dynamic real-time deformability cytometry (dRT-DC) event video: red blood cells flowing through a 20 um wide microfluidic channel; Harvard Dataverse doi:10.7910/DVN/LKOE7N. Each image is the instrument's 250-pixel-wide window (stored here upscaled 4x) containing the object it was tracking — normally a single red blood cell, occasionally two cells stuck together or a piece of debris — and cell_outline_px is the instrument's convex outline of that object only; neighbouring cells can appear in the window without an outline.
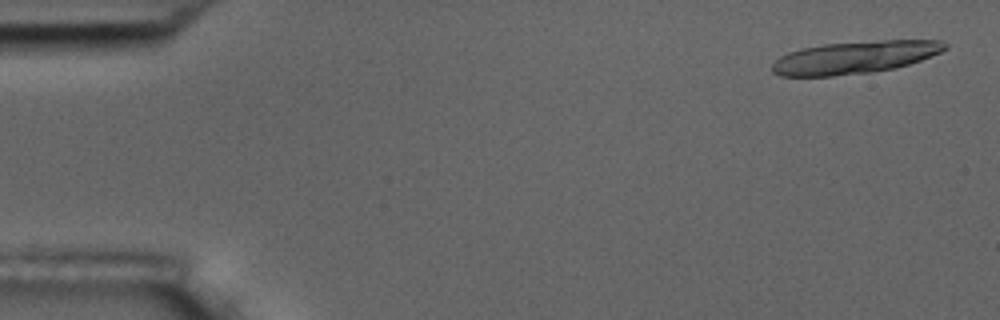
{"species": "common noctule bat (a hibernating species)", "species_latin": "Nyctalus noctula", "temperature_condition": "room temperature", "stored_images_in_passage": 6, "camera_frame_rate_fps": 3000, "um_per_image_px": 0.085, "animal": {"sex": "male", "body_mass_g": 17.5, "forearm_length_mm": 52.3}, "frame": {"image": 1, "passage_image": 1, "time_ms": 0.0, "image_size_px": [1000, 320], "cell_outline_px": [[948, 48], [940, 52], [920, 60], [896, 68], [872, 72], [832, 76], [780, 76], [772, 72], [772, 64], [780, 56], [788, 52], [800, 48], [824, 44], [884, 40], [940, 40], [948, 44]], "centroid_in_image_um": [72.64, 4.88], "position_along_channel_um": 12.4, "area_um2": 32.71}}